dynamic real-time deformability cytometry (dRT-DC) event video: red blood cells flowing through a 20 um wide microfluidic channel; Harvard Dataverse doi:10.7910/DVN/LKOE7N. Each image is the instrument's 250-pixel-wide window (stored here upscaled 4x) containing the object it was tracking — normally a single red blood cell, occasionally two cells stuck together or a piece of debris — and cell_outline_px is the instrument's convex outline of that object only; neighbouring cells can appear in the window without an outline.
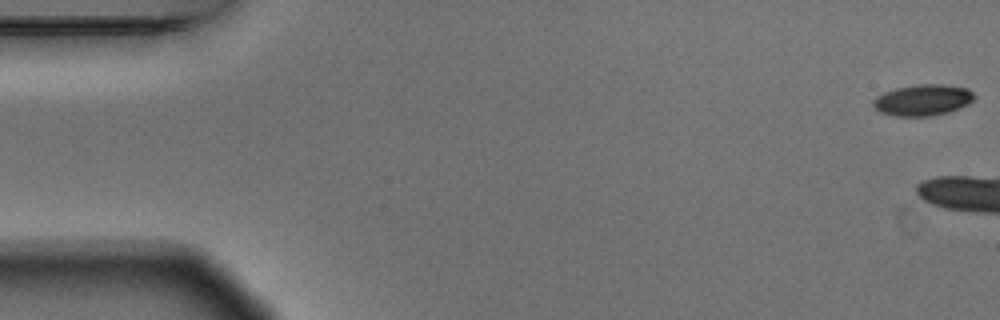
{"species": "Egyptian fruit bat (a non-hibernating species)", "species_latin": "Rousettus aegyptiacus", "temperature_condition": "warm", "stored_images_in_passage": 8, "camera_frame_rate_fps": 3000, "um_per_image_px": 0.085, "animal": {"sex": "male"}, "frame": {"image": 1, "passage_image": 1, "time_ms": 0.0, "image_size_px": [1000, 320], "cell_outline_px": [[976, 96], [968, 104], [948, 112], [932, 116], [896, 116], [880, 112], [872, 104], [872, 100], [876, 96], [884, 92], [896, 88], [916, 84], [944, 84], [968, 88]], "centroid_in_image_um": [78.43, 8.49], "position_along_channel_um": 6.6, "area_um2": 18.44}}
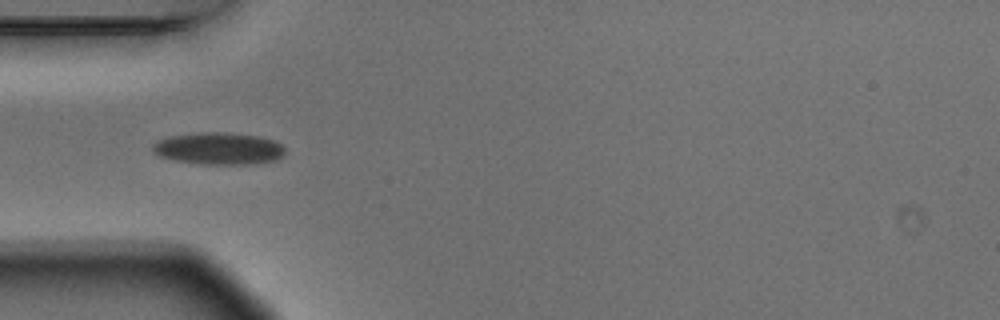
{"frame": {"image": 2, "passage_image": 7, "time_ms": 2.0, "image_size_px": [1000, 320], "cell_outline_px": [[284, 152], [276, 160], [252, 164], [200, 164], [172, 160], [156, 156], [152, 148], [152, 144], [160, 140], [172, 136], [200, 132], [228, 132], [260, 136], [272, 140], [280, 144], [284, 148]], "centroid_in_image_um": [18.56, 12.63], "position_along_channel_um": 66.4, "area_um2": 24.8}}
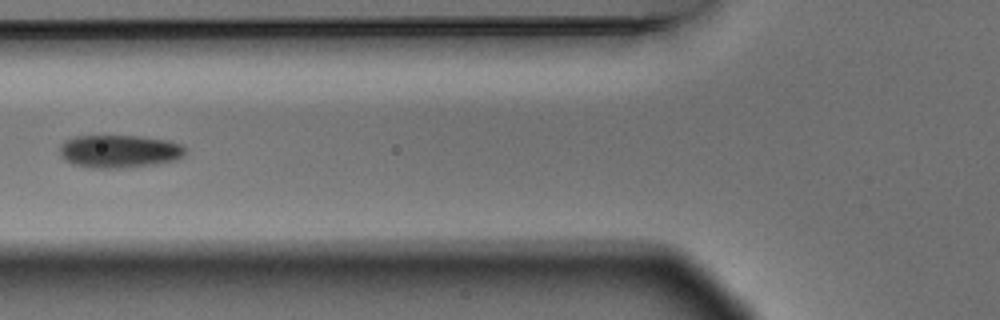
{"frame": {"image": 3, "passage_image": 8, "time_ms": 2.333, "image_size_px": [1000, 320], "cell_outline_px": [[188, 148], [184, 156], [176, 160], [156, 164], [120, 168], [88, 168], [72, 164], [64, 160], [60, 156], [60, 148], [68, 140], [76, 136], [140, 136], [172, 140], [184, 144]], "centroid_in_image_um": [10.23, 12.86], "position_along_channel_um": 115.6, "area_um2": 24.45}}